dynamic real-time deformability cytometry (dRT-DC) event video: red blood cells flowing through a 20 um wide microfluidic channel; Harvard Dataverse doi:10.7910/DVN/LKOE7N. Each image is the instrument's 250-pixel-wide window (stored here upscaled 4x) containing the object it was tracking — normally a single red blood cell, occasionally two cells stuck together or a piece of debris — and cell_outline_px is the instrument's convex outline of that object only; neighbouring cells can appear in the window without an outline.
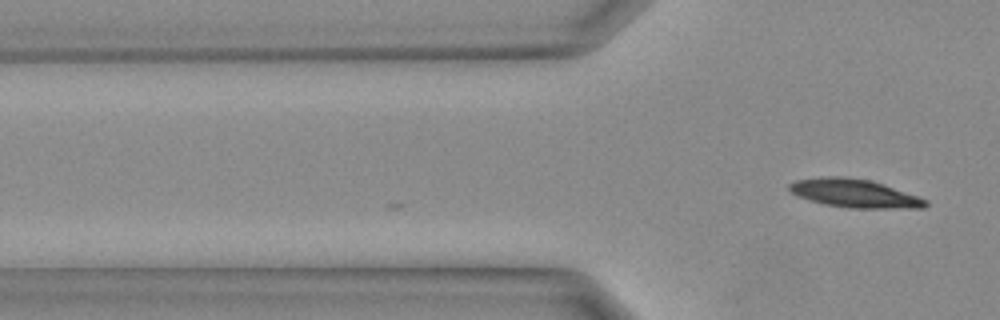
{"species": "Egyptian fruit bat (a non-hibernating species)", "species_latin": "Rousettus aegyptiacus", "temperature_condition": "warm", "stored_images_in_passage": 4, "camera_frame_rate_fps": 3000, "um_per_image_px": 0.085, "animal": {"sex": "female"}, "frame": {"image": 1, "passage_image": 4, "time_ms": 1.0, "image_size_px": [1000, 320], "cell_outline_px": [[928, 204], [924, 208], [848, 208], [824, 204], [800, 196], [792, 192], [788, 188], [788, 184], [796, 180], [820, 176], [844, 176], [872, 180], [884, 184], [928, 200]], "centroid_in_image_um": [72.64, 16.42], "position_along_channel_um": 53.2, "area_um2": 22.54}}